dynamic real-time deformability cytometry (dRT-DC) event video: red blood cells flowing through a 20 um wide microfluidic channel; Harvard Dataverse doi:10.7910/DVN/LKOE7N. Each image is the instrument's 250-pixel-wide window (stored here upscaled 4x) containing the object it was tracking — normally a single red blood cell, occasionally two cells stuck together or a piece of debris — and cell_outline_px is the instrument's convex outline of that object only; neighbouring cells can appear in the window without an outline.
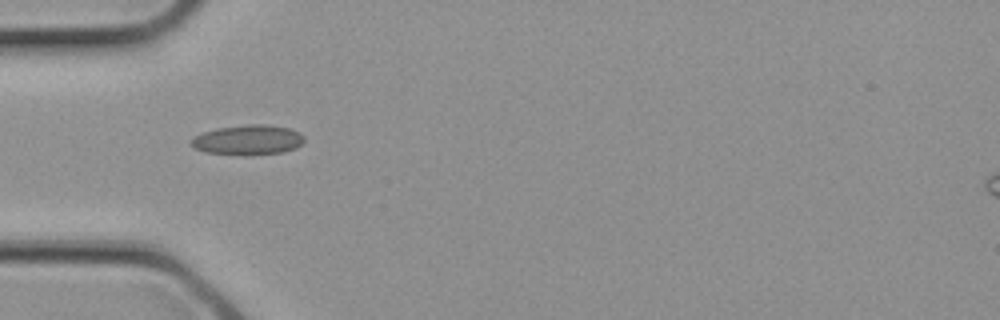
{"species": "common noctule bat (a hibernating species)", "species_latin": "Nyctalus noctula", "temperature_condition": "cold", "stored_images_in_passage": 3, "camera_frame_rate_fps": 3000, "um_per_image_px": 0.085, "animal": {"sex": "female", "body_mass_g": 21.9}, "frame": {"image": 1, "passage_image": 3, "time_ms": 0.667, "image_size_px": [1000, 320], "cell_outline_px": [[304, 140], [296, 148], [284, 152], [248, 156], [240, 156], [204, 152], [188, 144], [188, 140], [192, 136], [216, 128], [248, 124], [264, 124], [288, 128], [300, 132], [304, 136]], "centroid_in_image_um": [21.03, 11.91], "position_along_channel_um": 64.0, "area_um2": 20.23}}